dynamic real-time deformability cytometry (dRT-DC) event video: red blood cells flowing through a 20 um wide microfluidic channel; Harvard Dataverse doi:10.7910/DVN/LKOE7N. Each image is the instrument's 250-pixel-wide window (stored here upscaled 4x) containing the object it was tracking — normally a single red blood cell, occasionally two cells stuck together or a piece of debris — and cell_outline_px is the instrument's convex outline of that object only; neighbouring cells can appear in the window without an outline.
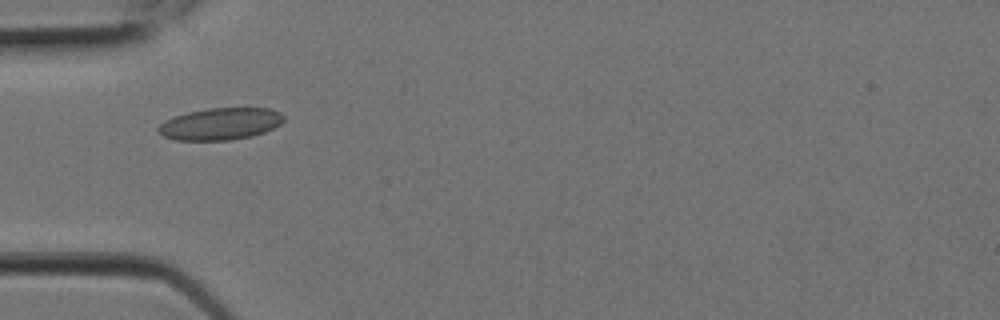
{"species": "Egyptian fruit bat (a non-hibernating species)", "species_latin": "Rousettus aegyptiacus", "temperature_condition": "room temperature", "stored_images_in_passage": 5, "camera_frame_rate_fps": 3000, "um_per_image_px": 0.085, "animal": {"sex": "female"}, "frame": {"image": 1, "passage_image": 3, "time_ms": 0.667, "image_size_px": [1000, 320], "cell_outline_px": [[284, 120], [280, 124], [264, 132], [252, 136], [228, 140], [176, 140], [164, 136], [156, 128], [164, 120], [188, 112], [208, 108], [268, 108], [280, 112], [284, 116]], "centroid_in_image_um": [18.73, 10.52], "position_along_channel_um": 66.3, "area_um2": 23.24}}
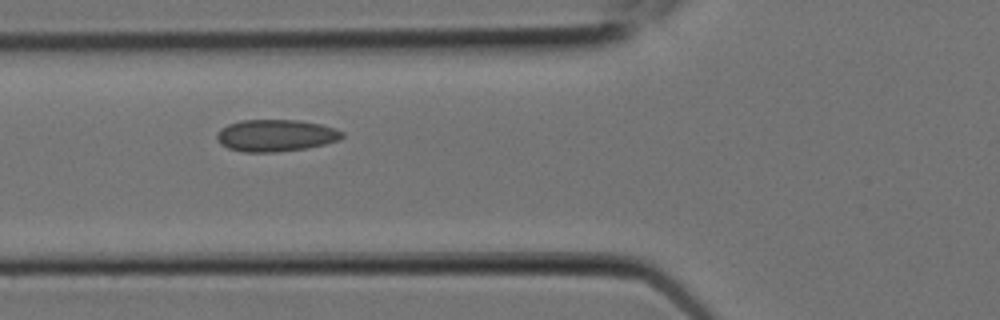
{"frame": {"image": 2, "passage_image": 4, "time_ms": 1.0, "image_size_px": [1000, 320], "cell_outline_px": [[344, 136], [340, 140], [308, 148], [276, 152], [244, 152], [228, 148], [220, 144], [216, 140], [216, 132], [220, 128], [228, 124], [240, 120], [296, 120], [320, 124], [344, 132]], "centroid_in_image_um": [23.4, 11.52], "position_along_channel_um": 102.4, "area_um2": 23.47}}
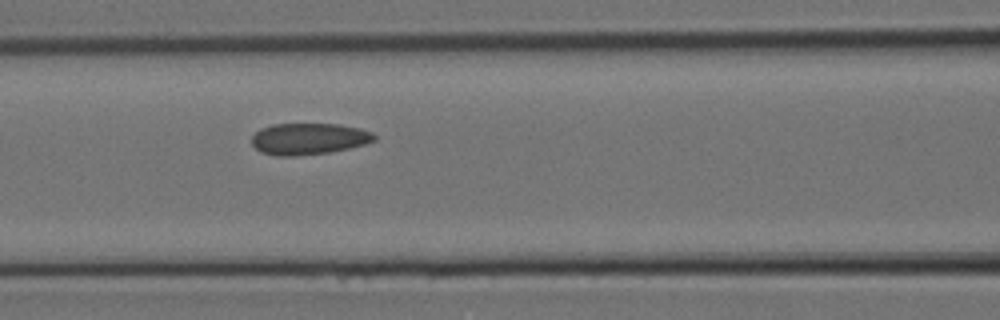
{"frame": {"image": 3, "passage_image": 5, "time_ms": 1.333, "image_size_px": [1000, 320], "cell_outline_px": [[376, 140], [364, 144], [348, 148], [328, 152], [296, 156], [276, 156], [260, 152], [252, 144], [252, 136], [260, 128], [272, 124], [336, 124], [360, 128], [372, 132], [376, 136]], "centroid_in_image_um": [26.22, 11.8], "position_along_channel_um": 140.4, "area_um2": 22.48}}